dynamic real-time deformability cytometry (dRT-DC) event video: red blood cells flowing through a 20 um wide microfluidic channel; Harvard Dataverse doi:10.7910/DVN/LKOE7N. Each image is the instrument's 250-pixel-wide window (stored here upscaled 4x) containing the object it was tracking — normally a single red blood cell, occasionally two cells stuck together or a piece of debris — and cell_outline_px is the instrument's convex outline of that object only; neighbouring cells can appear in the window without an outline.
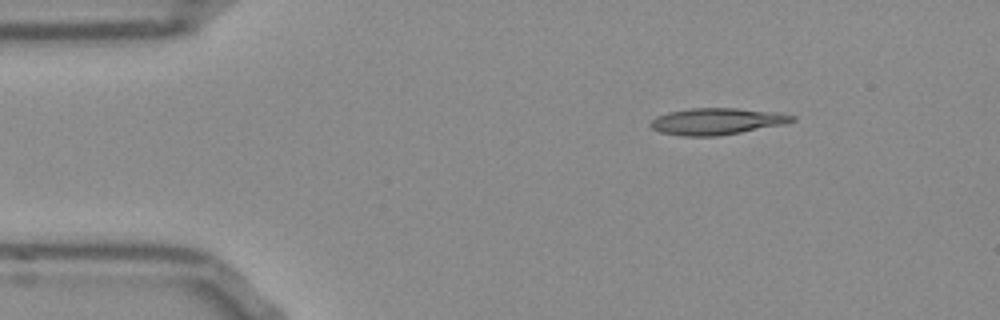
{"species": "Egyptian fruit bat (a non-hibernating species)", "species_latin": "Rousettus aegyptiacus", "temperature_condition": "room temperature", "stored_images_in_passage": 46, "camera_frame_rate_fps": 3000, "um_per_image_px": 0.085, "frame": {"image": 1, "passage_image": 1, "time_ms": 0.0, "image_size_px": [1000, 320], "cell_outline_px": [[796, 120], [784, 124], [720, 136], [680, 136], [660, 132], [652, 128], [648, 124], [656, 116], [668, 112], [692, 108], [736, 108], [780, 112], [796, 116]], "centroid_in_image_um": [60.93, 10.31], "position_along_channel_um": 24.1, "area_um2": 22.14}}
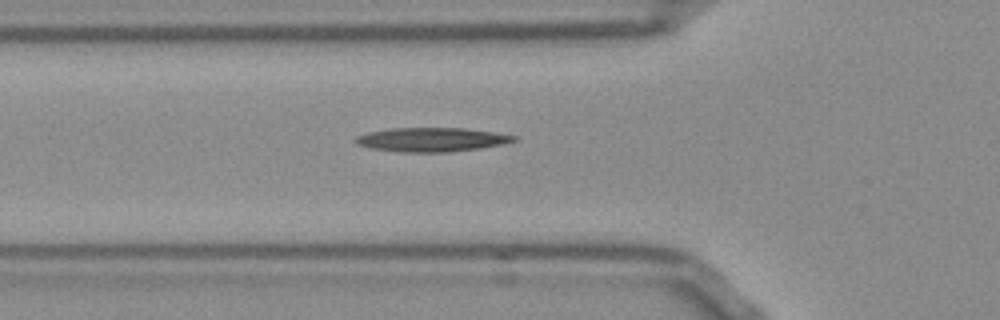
{"frame": {"image": 2, "passage_image": 11, "time_ms": 3.333, "image_size_px": [1000, 320], "cell_outline_px": [[520, 140], [500, 144], [476, 148], [448, 152], [400, 152], [368, 148], [356, 144], [352, 140], [356, 136], [368, 132], [392, 128], [464, 128], [520, 136]], "centroid_in_image_um": [36.64, 11.86], "position_along_channel_um": 89.2, "area_um2": 22.2}}
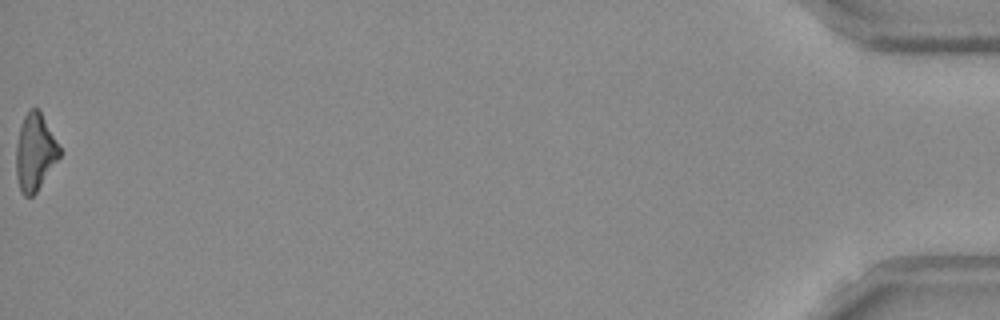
{"frame": {"image": 3, "passage_image": 46, "time_ms": 15.0, "image_size_px": [1000, 320], "cell_outline_px": [[64, 152], [36, 192], [32, 196], [24, 196], [20, 192], [16, 176], [16, 144], [20, 124], [28, 108], [40, 108]], "centroid_in_image_um": [3.0, 12.89], "position_along_channel_um": 432.2, "area_um2": 20.17}}